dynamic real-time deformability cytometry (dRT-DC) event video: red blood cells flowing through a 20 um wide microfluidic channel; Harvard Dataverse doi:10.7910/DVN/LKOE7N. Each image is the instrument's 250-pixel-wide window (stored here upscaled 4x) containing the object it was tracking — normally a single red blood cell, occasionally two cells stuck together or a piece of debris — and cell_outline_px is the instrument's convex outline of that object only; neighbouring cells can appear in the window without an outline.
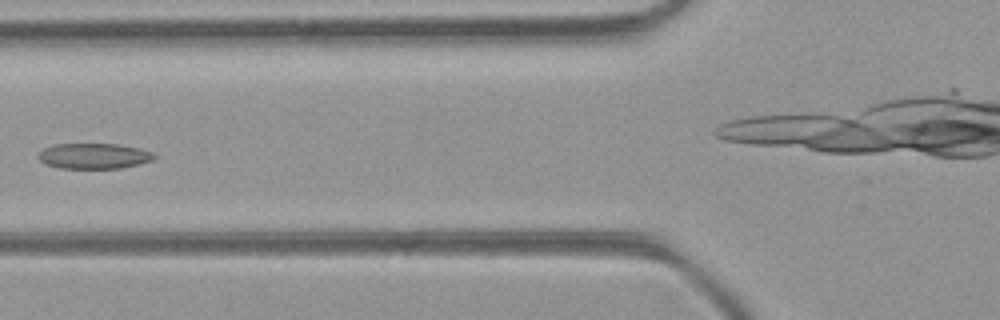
{"species": "common noctule bat (a hibernating species)", "species_latin": "Nyctalus noctula", "temperature_condition": "room temperature", "stored_images_in_passage": 8, "camera_frame_rate_fps": 3000, "um_per_image_px": 0.085, "animal": {"sex": "female", "body_mass_g": 21.9}, "frame": {"image": 1, "passage_image": 6, "time_ms": 1.667, "image_size_px": [1000, 320], "cell_outline_px": [[156, 156], [152, 160], [140, 164], [120, 168], [60, 168], [44, 164], [36, 156], [44, 148], [52, 144], [116, 144], [140, 148], [156, 152]], "centroid_in_image_um": [7.99, 13.25], "position_along_channel_um": 117.8, "area_um2": 17.4}}